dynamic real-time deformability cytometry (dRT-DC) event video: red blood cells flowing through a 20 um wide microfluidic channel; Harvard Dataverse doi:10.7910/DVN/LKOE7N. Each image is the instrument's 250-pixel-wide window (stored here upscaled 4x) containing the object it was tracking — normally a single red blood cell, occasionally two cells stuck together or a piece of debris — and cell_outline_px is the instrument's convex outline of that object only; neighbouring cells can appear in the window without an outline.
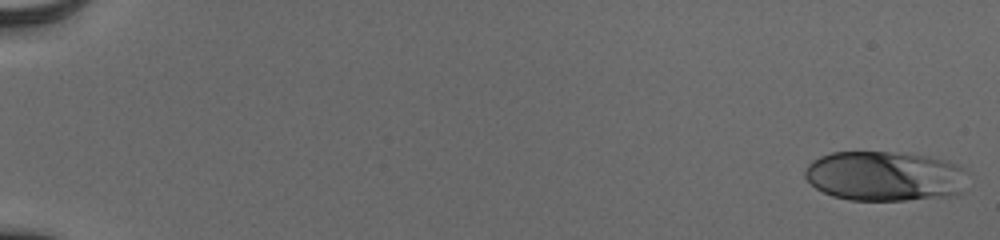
{"species": "human", "species_latin": "Homo sapiens", "temperature_condition": "cold", "stored_images_in_passage": 54, "camera_frame_rate_fps": 3000, "um_per_image_px": 0.085, "donor": {"sex": "male"}, "frame": {"image": 1, "passage_image": 1, "time_ms": 0.0, "image_size_px": [1000, 240], "cell_outline_px": [[968, 172], [964, 192], [948, 196], [908, 200], [848, 200], [832, 196], [816, 188], [804, 176], [804, 168], [812, 160], [820, 156], [832, 152], [888, 152], [928, 156], [948, 160], [964, 168]], "centroid_in_image_um": [75.23, 14.97], "position_along_channel_um": 9.8, "area_um2": 47.8}}
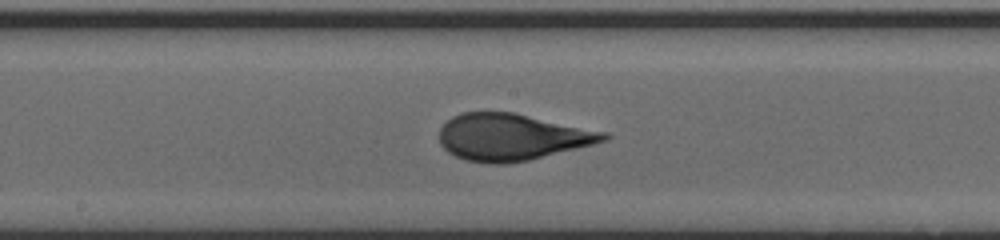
{"frame": {"image": 2, "passage_image": 31, "time_ms": 10.0, "image_size_px": [1000, 240], "cell_outline_px": [[612, 136], [608, 140], [528, 160], [504, 164], [492, 164], [464, 160], [448, 152], [440, 144], [440, 128], [452, 116], [460, 112], [512, 112], [608, 132]], "centroid_in_image_um": [43.5, 11.64], "position_along_channel_um": 204.7, "area_um2": 44.62}}
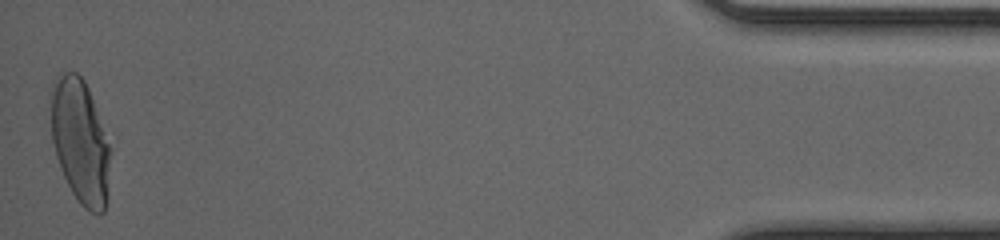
{"frame": {"image": 3, "passage_image": 54, "time_ms": 17.667, "image_size_px": [1000, 240], "cell_outline_px": [[112, 148], [104, 212], [100, 216], [88, 212], [80, 204], [72, 192], [60, 168], [56, 156], [52, 140], [48, 92], [52, 80], [60, 72], [76, 72], [84, 80], [88, 88]], "centroid_in_image_um": [6.79, 11.97], "position_along_channel_um": 428.4, "area_um2": 44.04}, "authors_computed_cell_mechanics": {"area_um2": 44.1303, "velocity_mm_per_s": 3.9141, "shape_relaxation_time_tau1_ms": 4.2397, "shape_relaxation_time_tau2_ms": null, "deformation_change_tau1": 0.2056, "deformation_change_tau2": null}}